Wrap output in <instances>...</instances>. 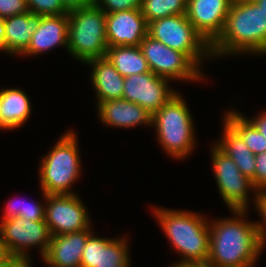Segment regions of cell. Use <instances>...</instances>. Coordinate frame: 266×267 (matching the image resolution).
Returning a JSON list of instances; mask_svg holds the SVG:
<instances>
[{"label":"cell","mask_w":266,"mask_h":267,"mask_svg":"<svg viewBox=\"0 0 266 267\" xmlns=\"http://www.w3.org/2000/svg\"><path fill=\"white\" fill-rule=\"evenodd\" d=\"M233 218L209 222L210 246L208 261L218 267L255 265L263 244L256 222L244 220L247 210H231Z\"/></svg>","instance_id":"cell-1"},{"label":"cell","mask_w":266,"mask_h":267,"mask_svg":"<svg viewBox=\"0 0 266 267\" xmlns=\"http://www.w3.org/2000/svg\"><path fill=\"white\" fill-rule=\"evenodd\" d=\"M28 12L26 0H0V17L7 18Z\"/></svg>","instance_id":"cell-31"},{"label":"cell","mask_w":266,"mask_h":267,"mask_svg":"<svg viewBox=\"0 0 266 267\" xmlns=\"http://www.w3.org/2000/svg\"><path fill=\"white\" fill-rule=\"evenodd\" d=\"M11 201V202H10ZM7 202L0 222L10 220L15 217L28 219L29 221L45 220V204L36 202H17L10 200Z\"/></svg>","instance_id":"cell-26"},{"label":"cell","mask_w":266,"mask_h":267,"mask_svg":"<svg viewBox=\"0 0 266 267\" xmlns=\"http://www.w3.org/2000/svg\"><path fill=\"white\" fill-rule=\"evenodd\" d=\"M148 35L173 50L185 53L199 68H202L204 58H212L211 46L188 21L186 14L149 22Z\"/></svg>","instance_id":"cell-7"},{"label":"cell","mask_w":266,"mask_h":267,"mask_svg":"<svg viewBox=\"0 0 266 267\" xmlns=\"http://www.w3.org/2000/svg\"><path fill=\"white\" fill-rule=\"evenodd\" d=\"M92 66L91 82L96 92L97 103L122 99L124 78L106 58H94L85 62Z\"/></svg>","instance_id":"cell-19"},{"label":"cell","mask_w":266,"mask_h":267,"mask_svg":"<svg viewBox=\"0 0 266 267\" xmlns=\"http://www.w3.org/2000/svg\"><path fill=\"white\" fill-rule=\"evenodd\" d=\"M30 103L19 88L0 89V129L13 130L25 124L32 110Z\"/></svg>","instance_id":"cell-20"},{"label":"cell","mask_w":266,"mask_h":267,"mask_svg":"<svg viewBox=\"0 0 266 267\" xmlns=\"http://www.w3.org/2000/svg\"><path fill=\"white\" fill-rule=\"evenodd\" d=\"M151 208L173 249L183 255V259L171 267L186 262L208 261L210 231L206 217L198 212Z\"/></svg>","instance_id":"cell-3"},{"label":"cell","mask_w":266,"mask_h":267,"mask_svg":"<svg viewBox=\"0 0 266 267\" xmlns=\"http://www.w3.org/2000/svg\"><path fill=\"white\" fill-rule=\"evenodd\" d=\"M159 144L175 159H183L192 153L196 145L193 117L180 93L152 115Z\"/></svg>","instance_id":"cell-4"},{"label":"cell","mask_w":266,"mask_h":267,"mask_svg":"<svg viewBox=\"0 0 266 267\" xmlns=\"http://www.w3.org/2000/svg\"><path fill=\"white\" fill-rule=\"evenodd\" d=\"M39 23L40 16L29 11L4 18V39L10 55L20 56L28 48Z\"/></svg>","instance_id":"cell-21"},{"label":"cell","mask_w":266,"mask_h":267,"mask_svg":"<svg viewBox=\"0 0 266 267\" xmlns=\"http://www.w3.org/2000/svg\"><path fill=\"white\" fill-rule=\"evenodd\" d=\"M174 267H218L216 264L210 261H197V262H186L175 265Z\"/></svg>","instance_id":"cell-35"},{"label":"cell","mask_w":266,"mask_h":267,"mask_svg":"<svg viewBox=\"0 0 266 267\" xmlns=\"http://www.w3.org/2000/svg\"><path fill=\"white\" fill-rule=\"evenodd\" d=\"M105 57L123 77L150 71L139 46L108 47Z\"/></svg>","instance_id":"cell-23"},{"label":"cell","mask_w":266,"mask_h":267,"mask_svg":"<svg viewBox=\"0 0 266 267\" xmlns=\"http://www.w3.org/2000/svg\"><path fill=\"white\" fill-rule=\"evenodd\" d=\"M255 172L251 182L256 192L266 191V151L255 155Z\"/></svg>","instance_id":"cell-29"},{"label":"cell","mask_w":266,"mask_h":267,"mask_svg":"<svg viewBox=\"0 0 266 267\" xmlns=\"http://www.w3.org/2000/svg\"><path fill=\"white\" fill-rule=\"evenodd\" d=\"M42 195L51 236L91 229L88 210L76 194Z\"/></svg>","instance_id":"cell-11"},{"label":"cell","mask_w":266,"mask_h":267,"mask_svg":"<svg viewBox=\"0 0 266 267\" xmlns=\"http://www.w3.org/2000/svg\"><path fill=\"white\" fill-rule=\"evenodd\" d=\"M223 124L222 139L215 144L234 161L240 172L251 180L255 172V155L225 120Z\"/></svg>","instance_id":"cell-22"},{"label":"cell","mask_w":266,"mask_h":267,"mask_svg":"<svg viewBox=\"0 0 266 267\" xmlns=\"http://www.w3.org/2000/svg\"><path fill=\"white\" fill-rule=\"evenodd\" d=\"M253 1L266 14V0H253Z\"/></svg>","instance_id":"cell-38"},{"label":"cell","mask_w":266,"mask_h":267,"mask_svg":"<svg viewBox=\"0 0 266 267\" xmlns=\"http://www.w3.org/2000/svg\"><path fill=\"white\" fill-rule=\"evenodd\" d=\"M66 10L72 11L81 7L94 5L96 0H60Z\"/></svg>","instance_id":"cell-32"},{"label":"cell","mask_w":266,"mask_h":267,"mask_svg":"<svg viewBox=\"0 0 266 267\" xmlns=\"http://www.w3.org/2000/svg\"><path fill=\"white\" fill-rule=\"evenodd\" d=\"M254 265H245V266H241V267H253Z\"/></svg>","instance_id":"cell-39"},{"label":"cell","mask_w":266,"mask_h":267,"mask_svg":"<svg viewBox=\"0 0 266 267\" xmlns=\"http://www.w3.org/2000/svg\"><path fill=\"white\" fill-rule=\"evenodd\" d=\"M266 54V14L253 0H233L225 27L211 45L212 57Z\"/></svg>","instance_id":"cell-2"},{"label":"cell","mask_w":266,"mask_h":267,"mask_svg":"<svg viewBox=\"0 0 266 267\" xmlns=\"http://www.w3.org/2000/svg\"><path fill=\"white\" fill-rule=\"evenodd\" d=\"M169 81L151 71L127 76L122 98L137 103L153 115L178 93L169 88Z\"/></svg>","instance_id":"cell-12"},{"label":"cell","mask_w":266,"mask_h":267,"mask_svg":"<svg viewBox=\"0 0 266 267\" xmlns=\"http://www.w3.org/2000/svg\"><path fill=\"white\" fill-rule=\"evenodd\" d=\"M148 35V23L140 9L106 14L108 47L139 46Z\"/></svg>","instance_id":"cell-15"},{"label":"cell","mask_w":266,"mask_h":267,"mask_svg":"<svg viewBox=\"0 0 266 267\" xmlns=\"http://www.w3.org/2000/svg\"><path fill=\"white\" fill-rule=\"evenodd\" d=\"M248 120L266 139V111H263L262 113L258 114V116Z\"/></svg>","instance_id":"cell-34"},{"label":"cell","mask_w":266,"mask_h":267,"mask_svg":"<svg viewBox=\"0 0 266 267\" xmlns=\"http://www.w3.org/2000/svg\"><path fill=\"white\" fill-rule=\"evenodd\" d=\"M149 70L169 80L200 81L203 72L185 53L173 50L147 35L139 45Z\"/></svg>","instance_id":"cell-8"},{"label":"cell","mask_w":266,"mask_h":267,"mask_svg":"<svg viewBox=\"0 0 266 267\" xmlns=\"http://www.w3.org/2000/svg\"><path fill=\"white\" fill-rule=\"evenodd\" d=\"M255 198H252L255 200L254 204L256 206V211L259 212L260 218H262L261 222H256V226L258 229V233L261 239V242L263 244V247H265L266 244V191L257 192L256 195H254Z\"/></svg>","instance_id":"cell-30"},{"label":"cell","mask_w":266,"mask_h":267,"mask_svg":"<svg viewBox=\"0 0 266 267\" xmlns=\"http://www.w3.org/2000/svg\"><path fill=\"white\" fill-rule=\"evenodd\" d=\"M211 148L212 168L222 199L230 210L249 209L248 190L257 194L251 180L240 172L234 161L215 143Z\"/></svg>","instance_id":"cell-9"},{"label":"cell","mask_w":266,"mask_h":267,"mask_svg":"<svg viewBox=\"0 0 266 267\" xmlns=\"http://www.w3.org/2000/svg\"><path fill=\"white\" fill-rule=\"evenodd\" d=\"M69 18L68 15L40 16V23L32 34L28 48L23 56H36L51 50L58 45L68 49Z\"/></svg>","instance_id":"cell-17"},{"label":"cell","mask_w":266,"mask_h":267,"mask_svg":"<svg viewBox=\"0 0 266 267\" xmlns=\"http://www.w3.org/2000/svg\"><path fill=\"white\" fill-rule=\"evenodd\" d=\"M5 27H4V18L0 17V50H2L4 53H8L7 46L5 43Z\"/></svg>","instance_id":"cell-36"},{"label":"cell","mask_w":266,"mask_h":267,"mask_svg":"<svg viewBox=\"0 0 266 267\" xmlns=\"http://www.w3.org/2000/svg\"><path fill=\"white\" fill-rule=\"evenodd\" d=\"M11 255L0 237V263L5 262Z\"/></svg>","instance_id":"cell-37"},{"label":"cell","mask_w":266,"mask_h":267,"mask_svg":"<svg viewBox=\"0 0 266 267\" xmlns=\"http://www.w3.org/2000/svg\"><path fill=\"white\" fill-rule=\"evenodd\" d=\"M0 237L11 256L30 260L28 250L31 246H40V256L46 255L51 234L45 220L29 221L15 217L0 222Z\"/></svg>","instance_id":"cell-10"},{"label":"cell","mask_w":266,"mask_h":267,"mask_svg":"<svg viewBox=\"0 0 266 267\" xmlns=\"http://www.w3.org/2000/svg\"><path fill=\"white\" fill-rule=\"evenodd\" d=\"M68 18V53L82 63L105 57L106 14L94 4L69 11Z\"/></svg>","instance_id":"cell-6"},{"label":"cell","mask_w":266,"mask_h":267,"mask_svg":"<svg viewBox=\"0 0 266 267\" xmlns=\"http://www.w3.org/2000/svg\"><path fill=\"white\" fill-rule=\"evenodd\" d=\"M31 260L17 256H10L5 262L0 263V267H31Z\"/></svg>","instance_id":"cell-33"},{"label":"cell","mask_w":266,"mask_h":267,"mask_svg":"<svg viewBox=\"0 0 266 267\" xmlns=\"http://www.w3.org/2000/svg\"><path fill=\"white\" fill-rule=\"evenodd\" d=\"M75 132H65L41 158L40 188L46 195L75 194L72 185L81 175V157Z\"/></svg>","instance_id":"cell-5"},{"label":"cell","mask_w":266,"mask_h":267,"mask_svg":"<svg viewBox=\"0 0 266 267\" xmlns=\"http://www.w3.org/2000/svg\"><path fill=\"white\" fill-rule=\"evenodd\" d=\"M87 239L80 267H130L128 240L126 238L96 237Z\"/></svg>","instance_id":"cell-14"},{"label":"cell","mask_w":266,"mask_h":267,"mask_svg":"<svg viewBox=\"0 0 266 267\" xmlns=\"http://www.w3.org/2000/svg\"><path fill=\"white\" fill-rule=\"evenodd\" d=\"M233 0H188L187 18L211 46L222 34Z\"/></svg>","instance_id":"cell-13"},{"label":"cell","mask_w":266,"mask_h":267,"mask_svg":"<svg viewBox=\"0 0 266 267\" xmlns=\"http://www.w3.org/2000/svg\"><path fill=\"white\" fill-rule=\"evenodd\" d=\"M224 114L223 120L240 135L254 155L266 151V139L245 115L234 110H229Z\"/></svg>","instance_id":"cell-24"},{"label":"cell","mask_w":266,"mask_h":267,"mask_svg":"<svg viewBox=\"0 0 266 267\" xmlns=\"http://www.w3.org/2000/svg\"><path fill=\"white\" fill-rule=\"evenodd\" d=\"M142 0H96L95 4L105 13L140 9Z\"/></svg>","instance_id":"cell-28"},{"label":"cell","mask_w":266,"mask_h":267,"mask_svg":"<svg viewBox=\"0 0 266 267\" xmlns=\"http://www.w3.org/2000/svg\"><path fill=\"white\" fill-rule=\"evenodd\" d=\"M188 0H142L141 13L147 23L177 14H186Z\"/></svg>","instance_id":"cell-25"},{"label":"cell","mask_w":266,"mask_h":267,"mask_svg":"<svg viewBox=\"0 0 266 267\" xmlns=\"http://www.w3.org/2000/svg\"><path fill=\"white\" fill-rule=\"evenodd\" d=\"M103 124L118 128H134L138 125L152 127V114L137 103L125 99H112L97 104Z\"/></svg>","instance_id":"cell-18"},{"label":"cell","mask_w":266,"mask_h":267,"mask_svg":"<svg viewBox=\"0 0 266 267\" xmlns=\"http://www.w3.org/2000/svg\"><path fill=\"white\" fill-rule=\"evenodd\" d=\"M91 233V229H85L51 236L43 261L48 267H80L83 249Z\"/></svg>","instance_id":"cell-16"},{"label":"cell","mask_w":266,"mask_h":267,"mask_svg":"<svg viewBox=\"0 0 266 267\" xmlns=\"http://www.w3.org/2000/svg\"><path fill=\"white\" fill-rule=\"evenodd\" d=\"M28 11L39 16L68 15L60 0H26Z\"/></svg>","instance_id":"cell-27"}]
</instances>
